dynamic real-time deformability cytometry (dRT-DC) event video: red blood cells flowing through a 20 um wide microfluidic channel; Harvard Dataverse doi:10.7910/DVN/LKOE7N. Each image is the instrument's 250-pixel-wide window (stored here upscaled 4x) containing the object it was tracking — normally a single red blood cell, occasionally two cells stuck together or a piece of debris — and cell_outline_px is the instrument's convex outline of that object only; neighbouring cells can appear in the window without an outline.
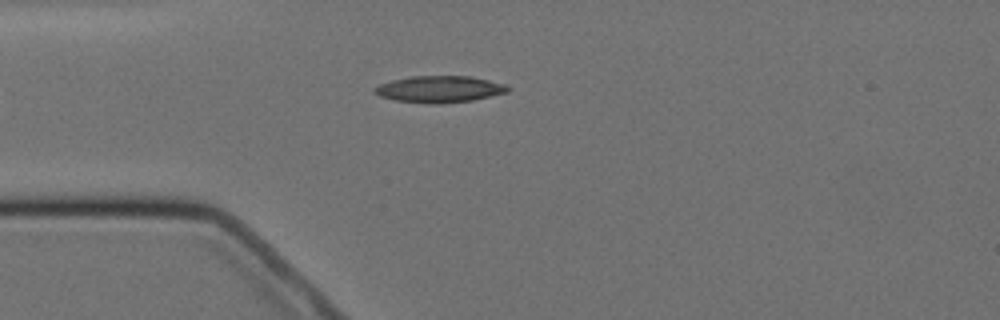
{"species": "Egyptian fruit bat (a non-hibernating species)", "species_latin": "Rousettus aegyptiacus", "temperature_condition": "cold", "stored_images_in_passage": 2, "camera_frame_rate_fps": 3000, "um_per_image_px": 0.085, "animal": {"sex": "female"}, "frame": {"image": 1, "passage_image": 2, "time_ms": 1.0, "image_size_px": [1000, 320], "cell_outline_px": [[508, 92], [472, 100], [436, 104], [428, 104], [396, 100], [380, 96], [372, 92], [372, 88], [380, 84], [392, 80], [412, 76], [468, 76], [488, 80], [504, 84], [508, 88]], "centroid_in_image_um": [37.3, 7.58], "position_along_channel_um": 47.7, "area_um2": 20.52}}